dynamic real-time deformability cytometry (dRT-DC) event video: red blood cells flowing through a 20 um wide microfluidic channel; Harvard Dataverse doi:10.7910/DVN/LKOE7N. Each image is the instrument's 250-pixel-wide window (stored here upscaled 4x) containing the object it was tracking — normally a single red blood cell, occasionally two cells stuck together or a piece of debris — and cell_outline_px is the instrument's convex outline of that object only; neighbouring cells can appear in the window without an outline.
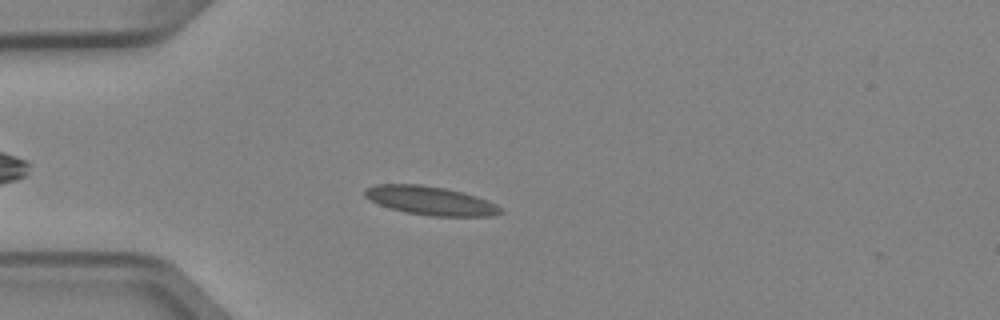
{"species": "Egyptian fruit bat (a non-hibernating species)", "species_latin": "Rousettus aegyptiacus", "temperature_condition": "cold", "stored_images_in_passage": 3, "camera_frame_rate_fps": 3000, "um_per_image_px": 0.085, "animal": {"sex": "female"}, "frame": {"image": 1, "passage_image": 3, "time_ms": 0.667, "image_size_px": [1000, 320], "cell_outline_px": [[504, 212], [492, 216], [432, 216], [404, 212], [380, 204], [364, 196], [364, 192], [368, 188], [376, 184], [420, 184], [444, 188], [464, 192], [488, 200], [504, 208]], "centroid_in_image_um": [36.66, 17.06], "position_along_channel_um": 48.3, "area_um2": 22.66}}